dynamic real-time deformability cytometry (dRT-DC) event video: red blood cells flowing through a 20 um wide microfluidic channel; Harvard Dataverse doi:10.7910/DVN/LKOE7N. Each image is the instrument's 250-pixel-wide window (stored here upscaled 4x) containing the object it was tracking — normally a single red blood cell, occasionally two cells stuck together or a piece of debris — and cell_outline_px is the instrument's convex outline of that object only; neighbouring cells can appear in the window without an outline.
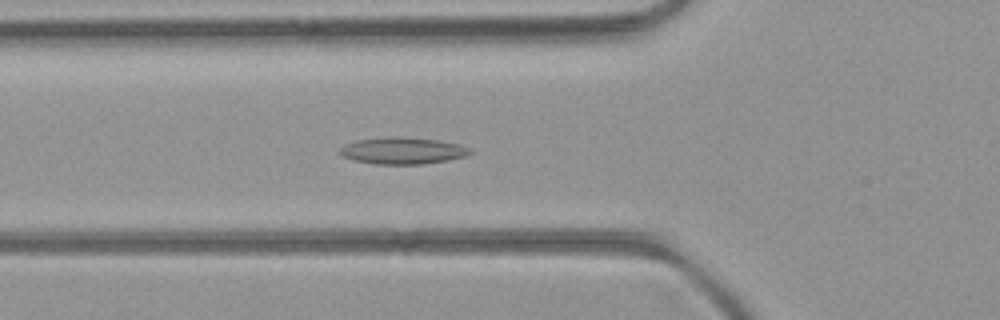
{"species": "common noctule bat (a hibernating species)", "species_latin": "Nyctalus noctula", "temperature_condition": "room temperature", "stored_images_in_passage": 49, "camera_frame_rate_fps": 3000, "um_per_image_px": 0.085, "animal": {"sex": "female", "body_mass_g": 21.9}, "frame": {"image": 1, "passage_image": 16, "time_ms": 5.0, "image_size_px": [1000, 320], "cell_outline_px": [[472, 152], [468, 156], [448, 160], [424, 164], [376, 164], [352, 160], [340, 156], [336, 152], [344, 144], [356, 140], [392, 136], [396, 136], [436, 140], [460, 144], [472, 148]], "centroid_in_image_um": [34.2, 12.81], "position_along_channel_um": 91.6, "area_um2": 20.63}}
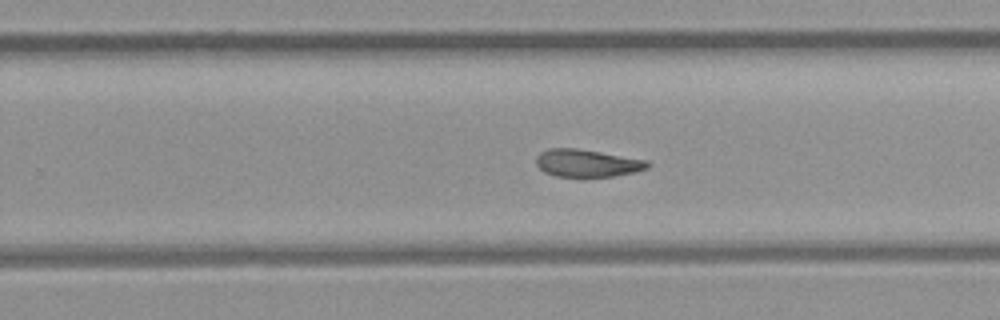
{"frame": {"image": 2, "passage_image": 30, "time_ms": 9.667, "image_size_px": [1000, 320], "cell_outline_px": [[652, 164], [648, 168], [636, 172], [612, 176], [556, 176], [544, 172], [536, 164], [536, 156], [540, 152], [548, 148], [576, 148], [648, 160]], "centroid_in_image_um": [49.92, 13.86], "position_along_channel_um": 279.9, "area_um2": 17.86}}
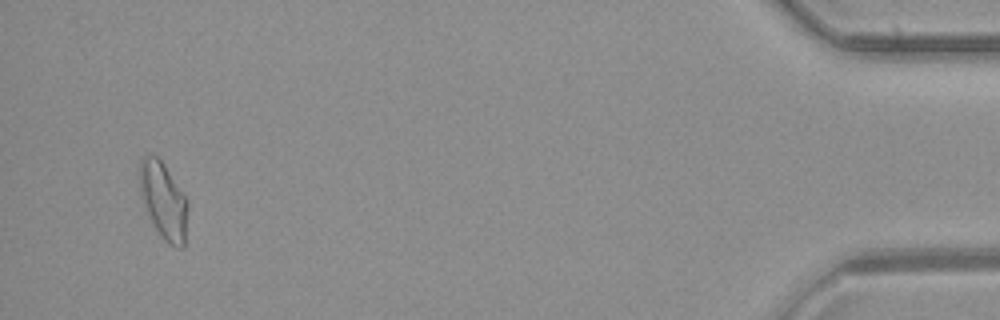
{"frame": {"image": 3, "passage_image": 47, "time_ms": 15.333, "image_size_px": [1000, 320], "cell_outline_px": [[188, 208], [184, 248], [176, 248], [164, 240], [160, 236], [144, 204], [136, 180], [140, 156], [156, 156], [164, 164], [188, 200]], "centroid_in_image_um": [13.87, 17.02], "position_along_channel_um": 421.3, "area_um2": 21.79}, "authors_computed_cell_mechanics": {"area_um2": 19.074, "velocity_mm_per_s": 4.0248, "shape_relaxation_time_tau1_ms": null, "shape_relaxation_time_tau2_ms": 10.2886, "deformation_change_tau1": null, "deformation_change_tau2": 0.2046}}